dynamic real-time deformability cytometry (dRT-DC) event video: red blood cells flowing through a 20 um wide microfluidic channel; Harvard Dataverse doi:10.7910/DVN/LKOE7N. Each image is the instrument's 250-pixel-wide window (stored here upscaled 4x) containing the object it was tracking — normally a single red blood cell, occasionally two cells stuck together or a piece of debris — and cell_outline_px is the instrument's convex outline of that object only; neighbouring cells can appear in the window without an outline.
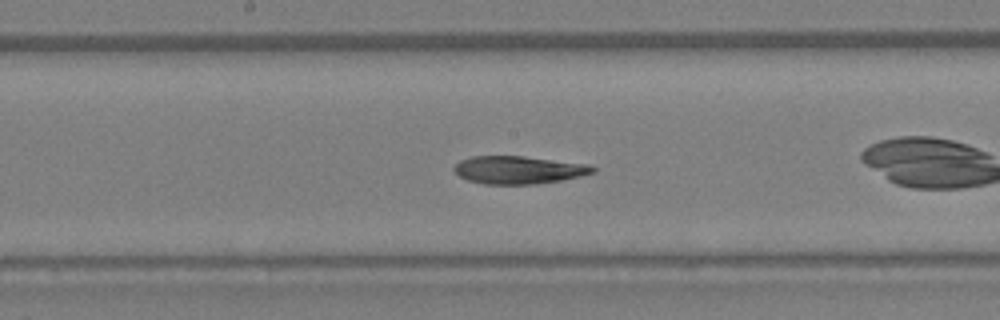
{"species": "Egyptian fruit bat (a non-hibernating species)", "species_latin": "Rousettus aegyptiacus", "temperature_condition": "warm", "stored_images_in_passage": 33, "camera_frame_rate_fps": 3000, "um_per_image_px": 0.085, "animal": {"sex": "female"}, "frame": {"image": 1, "passage_image": 15, "time_ms": 4.667, "image_size_px": [1000, 320], "cell_outline_px": [[596, 172], [580, 176], [560, 180], [536, 184], [484, 184], [468, 180], [460, 176], [452, 168], [460, 160], [472, 156], [524, 156], [588, 164], [596, 168]], "centroid_in_image_um": [44.08, 14.44], "position_along_channel_um": 204.1, "area_um2": 22.43}, "authors_computed_cell_mechanics": {"area_um2": 23.1778, "velocity_mm_per_s": 4.7513, "shape_relaxation_time_tau1_ms": 8.449, "shape_relaxation_time_tau2_ms": null, "deformation_change_tau1": 0.2939, "deformation_change_tau2": null}}